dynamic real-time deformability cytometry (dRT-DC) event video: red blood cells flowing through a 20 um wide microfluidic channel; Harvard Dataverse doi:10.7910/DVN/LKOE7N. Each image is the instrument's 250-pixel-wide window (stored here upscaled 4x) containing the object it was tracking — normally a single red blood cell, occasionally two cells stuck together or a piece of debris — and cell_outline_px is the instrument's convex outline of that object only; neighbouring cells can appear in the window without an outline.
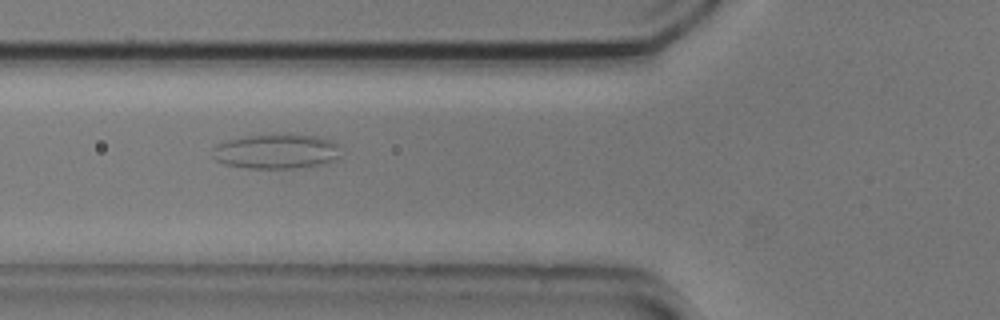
{"species": "common noctule bat (a hibernating species)", "species_latin": "Nyctalus noctula", "temperature_condition": "cold", "stored_images_in_passage": 45, "camera_frame_rate_fps": 3000, "um_per_image_px": 0.085, "animal": {"sex": "male", "body_mass_g": 20.5, "forearm_length_mm": 52.5}, "frame": {"image": 1, "passage_image": 11, "time_ms": 3.333, "image_size_px": [1000, 320], "cell_outline_px": [[340, 156], [336, 160], [320, 164], [296, 168], [248, 168], [224, 164], [216, 160], [212, 156], [212, 148], [216, 144], [228, 140], [248, 136], [284, 132], [292, 132], [320, 136], [332, 140], [340, 144]], "centroid_in_image_um": [23.54, 12.83], "position_along_channel_um": 102.3, "area_um2": 26.82}}
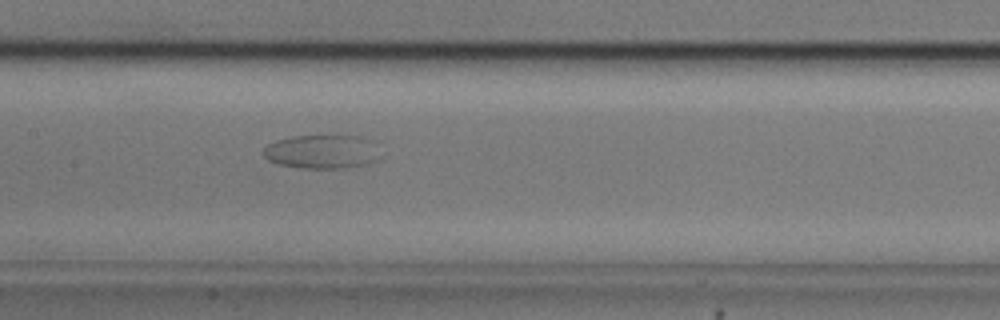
{"frame": {"image": 2, "passage_image": 18, "time_ms": 5.667, "image_size_px": [1000, 320], "cell_outline_px": [[384, 156], [376, 160], [364, 164], [340, 168], [300, 168], [280, 164], [268, 160], [264, 156], [264, 148], [268, 144], [276, 140], [292, 136], [360, 136], [372, 140]], "centroid_in_image_um": [27.41, 12.89], "position_along_channel_um": 180.0, "area_um2": 23.12}}
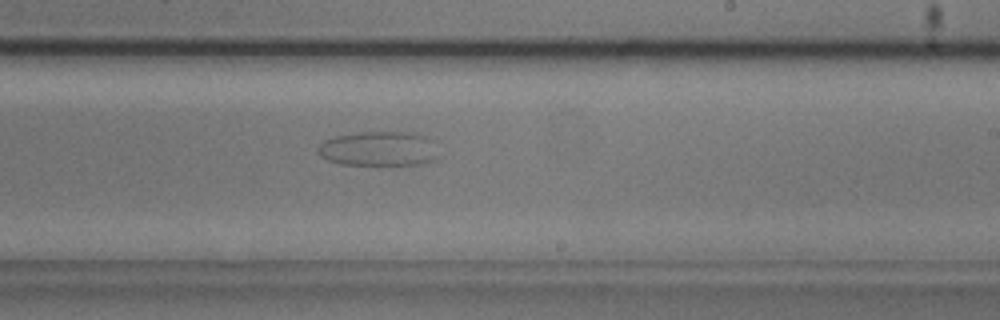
{"frame": {"image": 3, "passage_image": 25, "time_ms": 8.0, "image_size_px": [1000, 320], "cell_outline_px": [[440, 156], [432, 160], [420, 164], [340, 164], [328, 160], [320, 156], [320, 144], [324, 140], [336, 136], [356, 132], [416, 132], [428, 136], [432, 140]], "centroid_in_image_um": [32.25, 12.62], "position_along_channel_um": 256.8, "area_um2": 24.33}}